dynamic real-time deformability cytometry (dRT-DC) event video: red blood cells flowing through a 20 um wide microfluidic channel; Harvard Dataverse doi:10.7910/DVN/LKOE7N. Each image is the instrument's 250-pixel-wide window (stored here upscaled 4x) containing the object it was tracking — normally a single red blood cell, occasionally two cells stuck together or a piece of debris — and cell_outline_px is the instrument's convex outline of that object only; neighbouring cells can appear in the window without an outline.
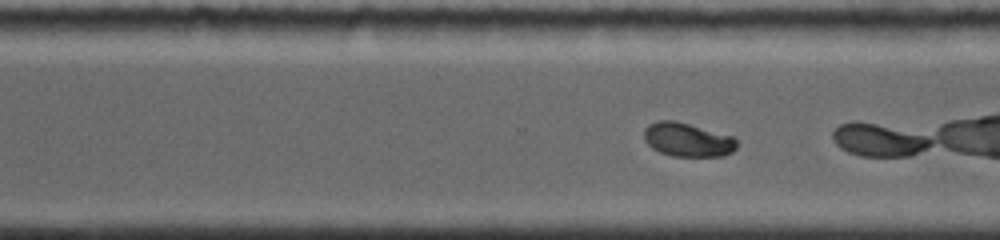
{"species": "common noctule bat (a hibernating species)", "species_latin": "Nyctalus noctula", "temperature_condition": "room temperature", "stored_images_in_passage": 36, "camera_frame_rate_fps": 4000, "um_per_image_px": 0.085, "animal": {"sex": "female", "body_mass_g": 19.0, "forearm_length_mm": 56.7}, "frame": {"image": 1, "passage_image": 27, "time_ms": 6.25, "image_size_px": [1000, 240], "cell_outline_px": [[736, 148], [732, 152], [724, 156], [672, 156], [660, 152], [652, 148], [644, 140], [644, 128], [648, 124], [656, 120], [676, 120], [736, 136]], "centroid_in_image_um": [58.45, 11.86], "position_along_channel_um": 312.2, "area_um2": 18.67}}